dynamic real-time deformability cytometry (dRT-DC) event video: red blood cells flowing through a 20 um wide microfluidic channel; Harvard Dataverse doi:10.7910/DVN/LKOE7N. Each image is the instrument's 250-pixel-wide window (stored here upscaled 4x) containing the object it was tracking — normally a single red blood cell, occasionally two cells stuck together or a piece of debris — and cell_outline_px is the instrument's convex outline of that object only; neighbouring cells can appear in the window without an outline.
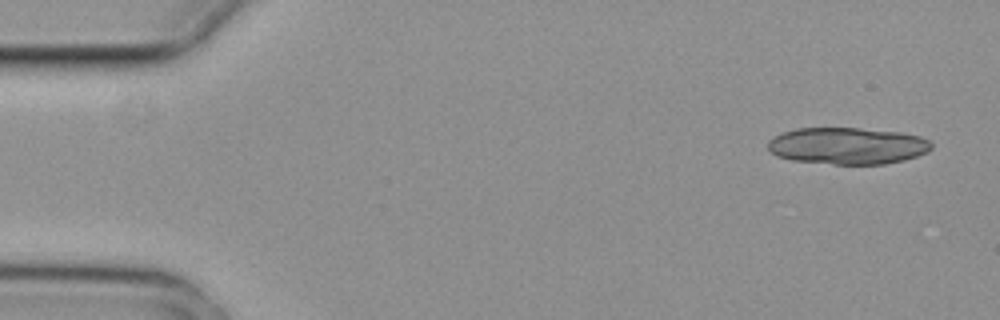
{"species": "common noctule bat (a hibernating species)", "species_latin": "Nyctalus noctula", "temperature_condition": "cold", "stored_images_in_passage": 6, "camera_frame_rate_fps": 3000, "um_per_image_px": 0.085, "animal": {"sex": "female", "body_mass_g": 29.2, "forearm_length_mm": 56.3}, "frame": {"image": 1, "passage_image": 1, "time_ms": 0.0, "image_size_px": [1000, 320], "cell_outline_px": [[932, 148], [928, 152], [904, 160], [884, 164], [832, 164], [792, 160], [776, 156], [768, 148], [768, 140], [784, 132], [796, 128], [860, 128], [900, 132], [920, 136], [928, 140], [932, 144]], "centroid_in_image_um": [72.05, 12.39], "position_along_channel_um": 13.0, "area_um2": 35.08}}
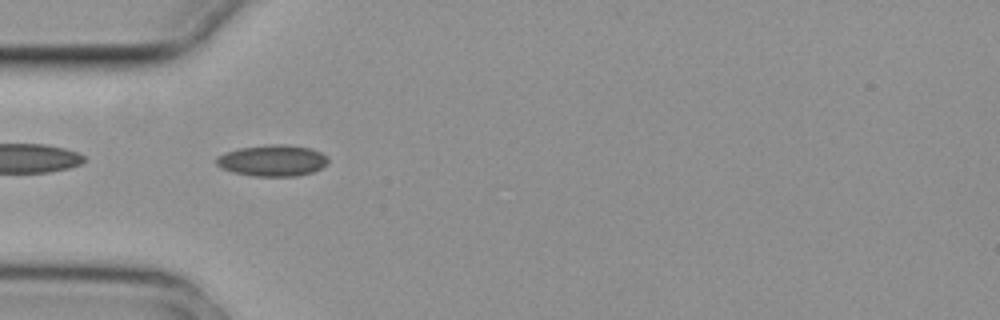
{"frame": {"image": 2, "passage_image": 5, "time_ms": 1.333, "image_size_px": [1000, 320], "cell_outline_px": [[328, 164], [312, 172], [296, 176], [252, 176], [232, 172], [220, 168], [216, 164], [216, 156], [224, 152], [240, 148], [268, 144], [288, 144], [312, 148], [328, 156]], "centroid_in_image_um": [23.15, 13.64], "position_along_channel_um": 61.9, "area_um2": 20.69}}
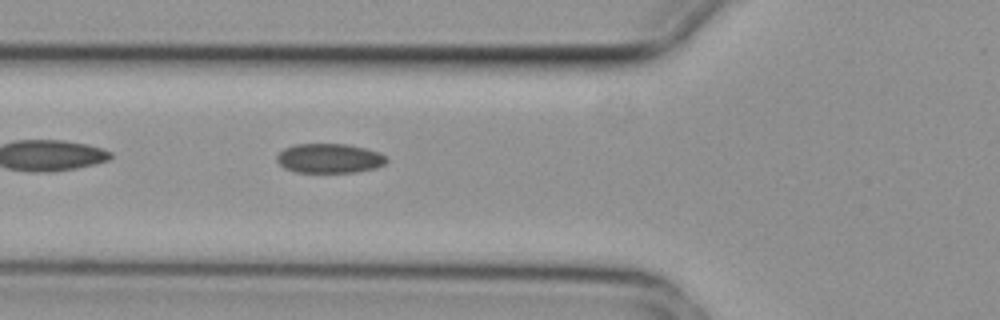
{"frame": {"image": 3, "passage_image": 6, "time_ms": 1.667, "image_size_px": [1000, 320], "cell_outline_px": [[388, 160], [384, 164], [376, 168], [356, 172], [296, 172], [284, 168], [276, 160], [276, 156], [284, 148], [296, 144], [348, 144], [380, 152]], "centroid_in_image_um": [27.99, 13.46], "position_along_channel_um": 97.8, "area_um2": 18.84}}